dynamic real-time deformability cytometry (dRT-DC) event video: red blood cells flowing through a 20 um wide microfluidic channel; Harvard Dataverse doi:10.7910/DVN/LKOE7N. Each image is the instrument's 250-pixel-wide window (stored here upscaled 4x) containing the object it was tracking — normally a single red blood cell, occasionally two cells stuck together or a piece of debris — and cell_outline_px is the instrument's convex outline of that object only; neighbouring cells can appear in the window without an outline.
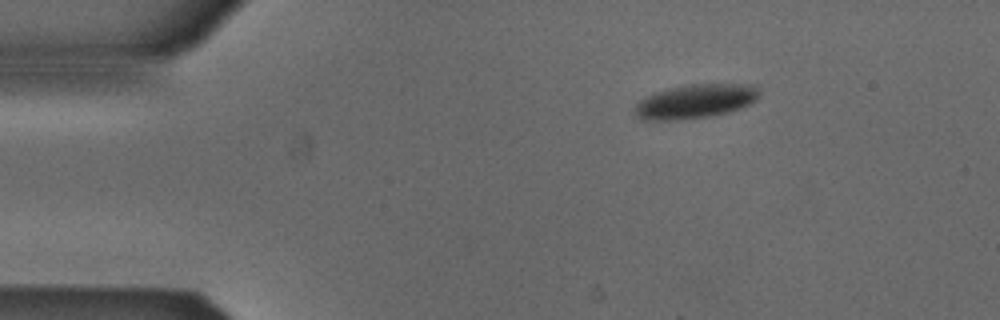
{"species": "Egyptian fruit bat (a non-hibernating species)", "species_latin": "Rousettus aegyptiacus", "temperature_condition": "cold", "stored_images_in_passage": 3, "camera_frame_rate_fps": 3000, "um_per_image_px": 0.085, "animal": {"sex": "male"}, "frame": {"image": 1, "passage_image": 1, "time_ms": 0.0, "image_size_px": [1000, 320], "cell_outline_px": [[760, 96], [756, 100], [740, 108], [728, 112], [712, 116], [676, 120], [640, 120], [636, 116], [636, 104], [644, 96], [668, 88], [692, 84], [756, 84], [760, 88]], "centroid_in_image_um": [59.13, 8.61], "position_along_channel_um": 25.9, "area_um2": 24.91}}